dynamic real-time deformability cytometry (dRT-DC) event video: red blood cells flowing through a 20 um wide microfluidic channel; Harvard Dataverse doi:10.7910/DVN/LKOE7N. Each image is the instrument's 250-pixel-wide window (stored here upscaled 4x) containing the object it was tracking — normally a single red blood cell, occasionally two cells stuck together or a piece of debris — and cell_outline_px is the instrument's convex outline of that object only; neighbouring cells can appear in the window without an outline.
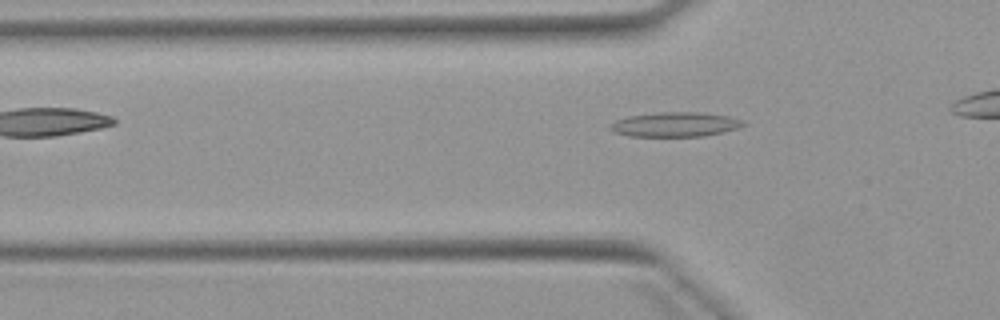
{"species": "Egyptian fruit bat (a non-hibernating species)", "species_latin": "Rousettus aegyptiacus", "temperature_condition": "warm", "stored_images_in_passage": 2, "camera_frame_rate_fps": 3000, "um_per_image_px": 0.085, "animal": {"sex": "female"}, "frame": {"image": 1, "passage_image": 2, "time_ms": 2.0, "image_size_px": [1000, 320], "cell_outline_px": [[748, 124], [736, 128], [704, 136], [628, 136], [616, 132], [608, 128], [616, 120], [628, 116], [656, 112], [700, 112], [728, 116], [744, 120]], "centroid_in_image_um": [57.4, 10.57], "position_along_channel_um": 68.4, "area_um2": 18.96}}